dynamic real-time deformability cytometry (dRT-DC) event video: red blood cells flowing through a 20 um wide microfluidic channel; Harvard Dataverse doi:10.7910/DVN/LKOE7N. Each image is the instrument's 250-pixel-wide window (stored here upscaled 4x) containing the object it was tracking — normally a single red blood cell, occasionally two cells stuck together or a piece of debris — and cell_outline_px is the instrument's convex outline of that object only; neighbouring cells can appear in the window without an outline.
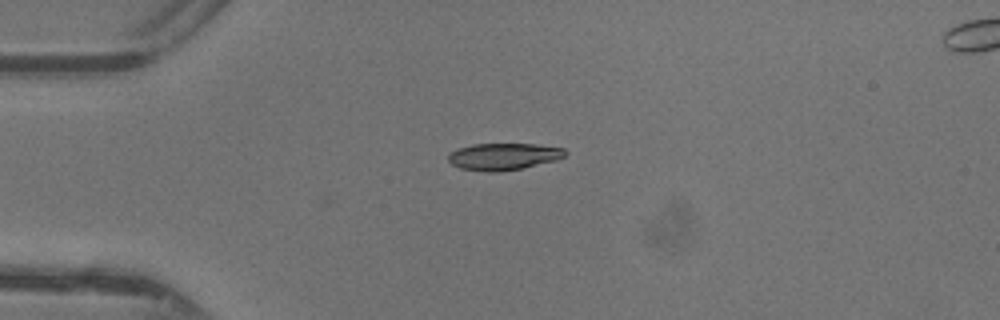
{"species": "common noctule bat (a hibernating species)", "species_latin": "Nyctalus noctula", "temperature_condition": "warm", "stored_images_in_passage": 37, "camera_frame_rate_fps": 3000, "um_per_image_px": 0.085, "animal": {"sex": "female"}, "frame": {"image": 1, "passage_image": 1, "time_ms": 0.0, "image_size_px": [1000, 320], "cell_outline_px": [[568, 152], [564, 156], [556, 160], [520, 168], [500, 172], [488, 172], [460, 168], [452, 164], [448, 160], [448, 152], [456, 148], [472, 144], [536, 144], [564, 148]], "centroid_in_image_um": [42.76, 13.29], "position_along_channel_um": 42.2, "area_um2": 18.38}}
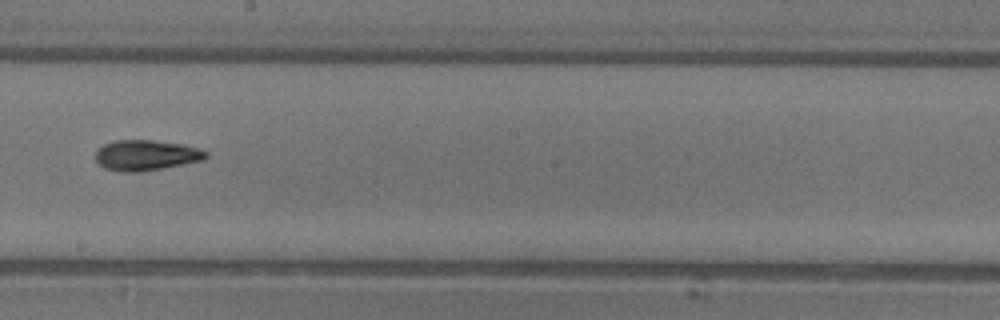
{"frame": {"image": 2, "passage_image": 16, "time_ms": 5.0, "image_size_px": [1000, 320], "cell_outline_px": [[208, 156], [204, 160], [140, 172], [124, 172], [104, 168], [96, 160], [96, 152], [104, 144], [116, 140], [152, 140], [184, 144], [200, 148], [208, 152]], "centroid_in_image_um": [12.46, 13.19], "position_along_channel_um": 235.7, "area_um2": 19.59}}
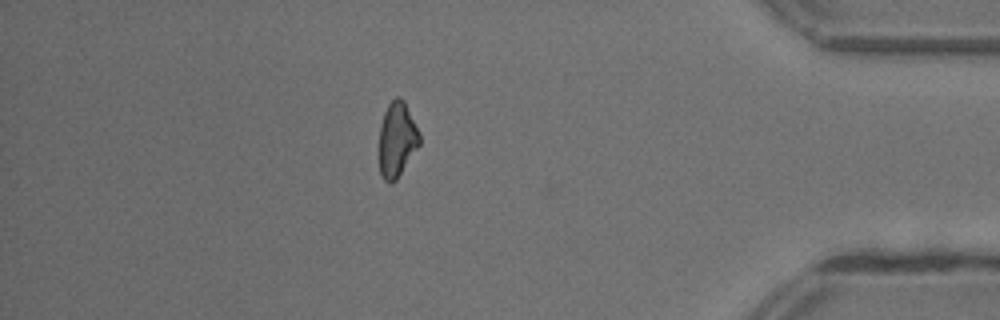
{"frame": {"image": 3, "passage_image": 30, "time_ms": 9.667, "image_size_px": [1000, 320], "cell_outline_px": [[420, 144], [396, 180], [384, 180], [380, 172], [380, 124], [384, 112], [388, 104], [396, 96], [400, 96], [404, 100], [420, 132]], "centroid_in_image_um": [33.76, 11.8], "position_along_channel_um": 401.4, "area_um2": 17.46}, "authors_computed_cell_mechanics": {"area_um2": 18.5538, "velocity_mm_per_s": 4.4125, "shape_relaxation_time_tau1_ms": 4.9017, "shape_relaxation_time_tau2_ms": 2.2366, "deformation_change_tau1": 0.1494, "deformation_change_tau2": 0.0759}}